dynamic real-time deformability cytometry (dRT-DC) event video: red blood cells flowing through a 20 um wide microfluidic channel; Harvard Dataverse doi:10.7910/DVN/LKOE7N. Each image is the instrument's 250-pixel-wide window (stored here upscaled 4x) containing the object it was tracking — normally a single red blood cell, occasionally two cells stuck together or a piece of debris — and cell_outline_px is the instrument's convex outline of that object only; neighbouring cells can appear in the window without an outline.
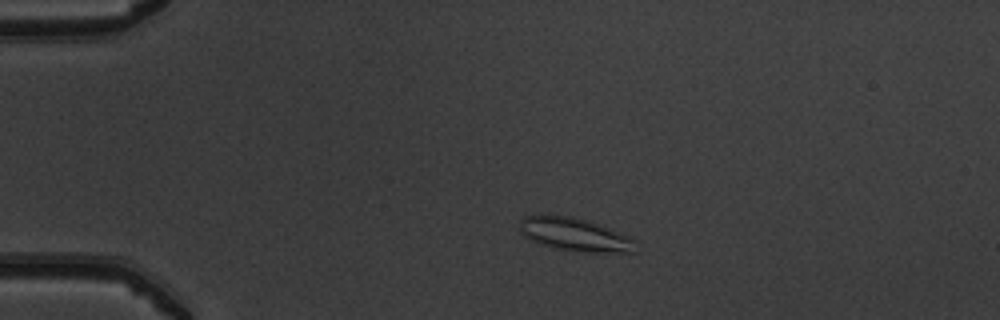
{"species": "common noctule bat (a hibernating species)", "species_latin": "Nyctalus noctula", "temperature_condition": "warm", "stored_images_in_passage": 19, "camera_frame_rate_fps": 3000, "um_per_image_px": 0.085, "animal": {"sex": "male", "body_mass_g": 19.5, "forearm_length_mm": 54.6}, "frame": {"image": 1, "passage_image": 1, "time_ms": 0.0, "image_size_px": [1000, 320], "cell_outline_px": [[640, 252], [576, 252], [556, 248], [540, 244], [524, 236], [520, 232], [520, 220], [524, 216], [540, 212], [572, 216], [588, 220], [628, 236], [636, 240]], "centroid_in_image_um": [48.84, 19.91], "position_along_channel_um": 36.2, "area_um2": 23.12}}
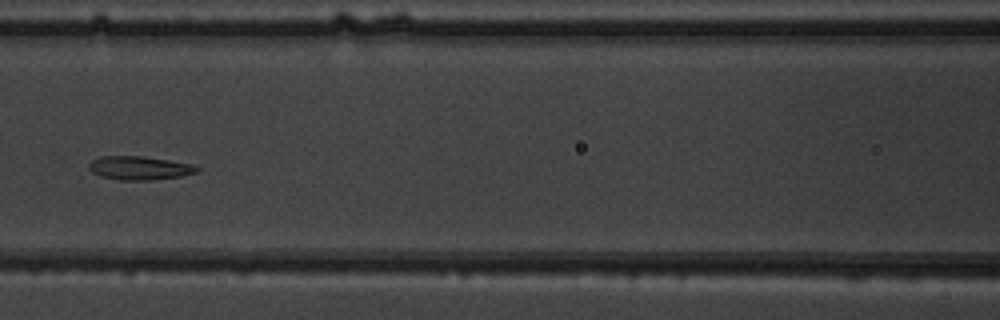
{"frame": {"image": 2, "passage_image": 14, "time_ms": 4.333, "image_size_px": [1000, 320], "cell_outline_px": [[200, 168], [196, 172], [180, 176], [152, 180], [120, 180], [100, 176], [92, 172], [88, 168], [88, 164], [92, 160], [100, 156], [144, 156], [192, 164]], "centroid_in_image_um": [11.82, 14.27], "position_along_channel_um": 154.8, "area_um2": 14.85}}
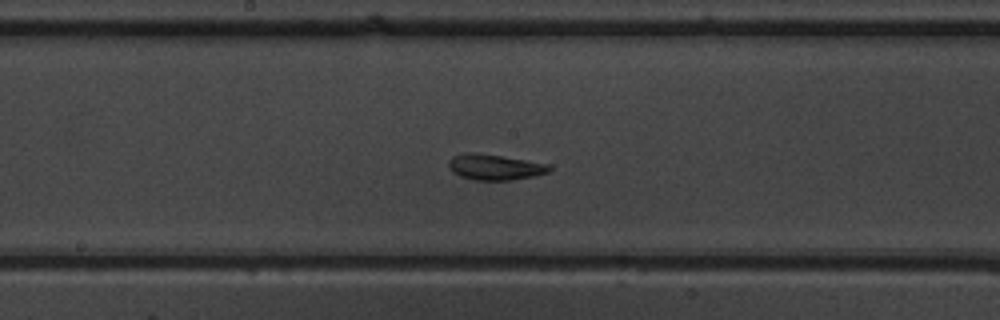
{"frame": {"image": 3, "passage_image": 18, "time_ms": 5.667, "image_size_px": [1000, 320], "cell_outline_px": [[552, 168], [548, 172], [536, 176], [512, 180], [472, 180], [460, 176], [452, 172], [448, 168], [448, 160], [452, 156], [464, 152], [476, 152], [548, 164]], "centroid_in_image_um": [42.0, 14.2], "position_along_channel_um": 206.2, "area_um2": 15.2}}